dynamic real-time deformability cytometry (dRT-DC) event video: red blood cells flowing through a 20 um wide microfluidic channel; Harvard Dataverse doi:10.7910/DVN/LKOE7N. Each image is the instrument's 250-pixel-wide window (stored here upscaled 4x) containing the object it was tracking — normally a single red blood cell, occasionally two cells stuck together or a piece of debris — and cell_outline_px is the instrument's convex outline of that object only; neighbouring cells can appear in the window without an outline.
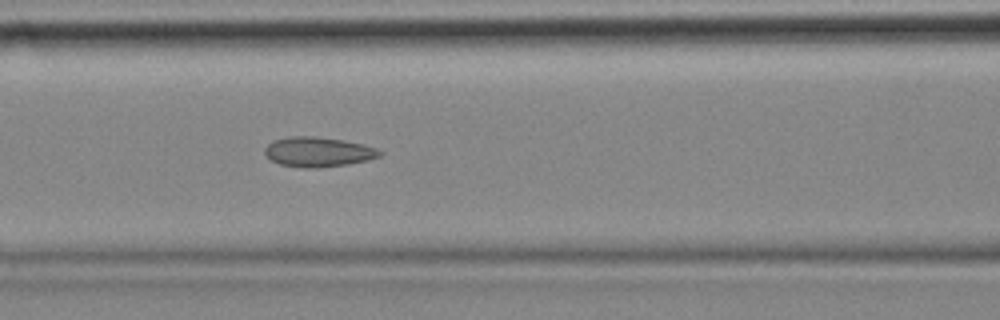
{"species": "common noctule bat (a hibernating species)", "species_latin": "Nyctalus noctula", "temperature_condition": "cold", "stored_images_in_passage": 7, "camera_frame_rate_fps": 3000, "um_per_image_px": 0.085, "animal": {"sex": "female", "body_mass_g": 18.4}, "frame": {"image": 1, "passage_image": 7, "time_ms": 2.0, "image_size_px": [1000, 320], "cell_outline_px": [[384, 152], [380, 156], [368, 160], [348, 164], [316, 168], [304, 168], [280, 164], [272, 160], [264, 152], [264, 148], [272, 140], [288, 136], [312, 136], [340, 140], [364, 144], [376, 148]], "centroid_in_image_um": [27.04, 12.91], "position_along_channel_um": 139.6, "area_um2": 19.94}}